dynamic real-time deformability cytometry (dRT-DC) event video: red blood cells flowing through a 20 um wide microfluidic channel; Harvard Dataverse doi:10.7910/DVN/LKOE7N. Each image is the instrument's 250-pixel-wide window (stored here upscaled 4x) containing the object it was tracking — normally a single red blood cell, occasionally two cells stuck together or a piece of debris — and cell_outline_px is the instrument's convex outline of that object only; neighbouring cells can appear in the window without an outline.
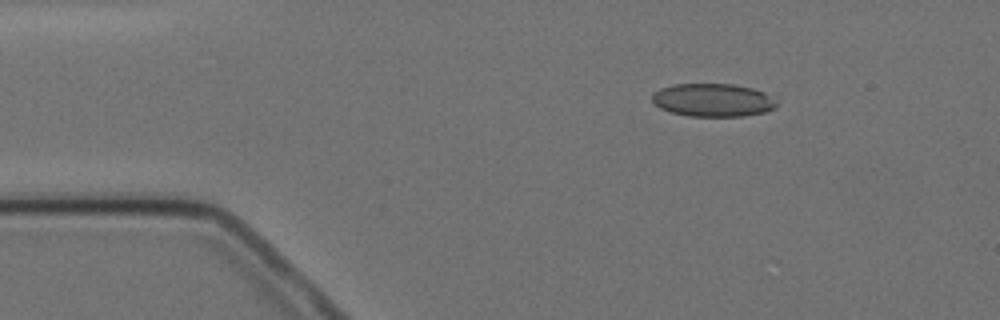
{"species": "Egyptian fruit bat (a non-hibernating species)", "species_latin": "Rousettus aegyptiacus", "temperature_condition": "cold", "stored_images_in_passage": 3, "camera_frame_rate_fps": 3000, "um_per_image_px": 0.085, "animal": {"sex": "female"}, "frame": {"image": 1, "passage_image": 1, "time_ms": 0.0, "image_size_px": [1000, 320], "cell_outline_px": [[776, 108], [764, 112], [744, 116], [688, 116], [672, 112], [660, 108], [652, 104], [652, 92], [660, 88], [672, 84], [732, 84], [752, 88], [764, 92], [776, 100]], "centroid_in_image_um": [60.56, 8.5], "position_along_channel_um": 24.4, "area_um2": 24.16}}